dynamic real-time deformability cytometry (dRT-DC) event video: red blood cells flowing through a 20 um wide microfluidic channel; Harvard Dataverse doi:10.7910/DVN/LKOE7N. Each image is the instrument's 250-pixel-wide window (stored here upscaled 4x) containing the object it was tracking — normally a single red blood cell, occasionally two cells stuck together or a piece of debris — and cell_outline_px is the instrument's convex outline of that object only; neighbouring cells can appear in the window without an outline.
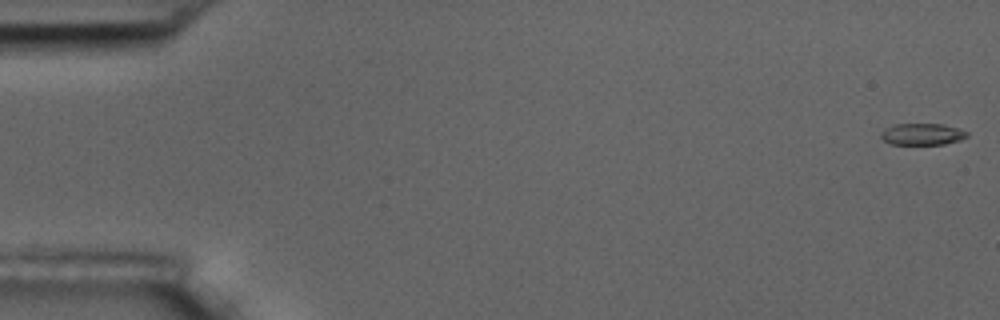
{"species": "common noctule bat (a hibernating species)", "species_latin": "Nyctalus noctula", "temperature_condition": "room temperature", "stored_images_in_passage": 3, "camera_frame_rate_fps": 3000, "um_per_image_px": 0.085, "animal": {"sex": "male", "body_mass_g": 17.5, "forearm_length_mm": 52.3}, "frame": {"image": 1, "passage_image": 1, "time_ms": 0.0, "image_size_px": [1000, 320], "cell_outline_px": [[968, 136], [960, 140], [944, 144], [892, 144], [884, 140], [880, 136], [880, 132], [896, 124], [944, 124], [960, 128], [968, 132]], "centroid_in_image_um": [78.44, 11.4], "position_along_channel_um": 6.6, "area_um2": 10.81}}